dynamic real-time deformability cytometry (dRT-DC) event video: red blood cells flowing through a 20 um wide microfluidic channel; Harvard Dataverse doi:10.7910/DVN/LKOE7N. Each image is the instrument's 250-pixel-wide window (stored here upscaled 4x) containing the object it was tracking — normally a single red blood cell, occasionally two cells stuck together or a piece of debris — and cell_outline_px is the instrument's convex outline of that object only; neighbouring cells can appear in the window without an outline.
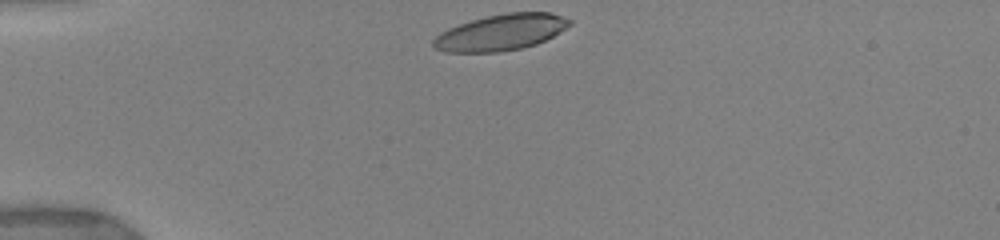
{"species": "human", "species_latin": "Homo sapiens", "temperature_condition": "warm", "stored_images_in_passage": 10, "camera_frame_rate_fps": 3000, "um_per_image_px": 0.085, "donor": {"sex": "female"}, "frame": {"image": 1, "passage_image": 1, "time_ms": 0.0, "image_size_px": [1000, 240], "cell_outline_px": [[572, 24], [560, 32], [536, 44], [520, 48], [500, 52], [444, 52], [436, 48], [432, 44], [432, 40], [440, 32], [448, 28], [472, 20], [488, 16], [508, 12], [548, 12], [572, 20]], "centroid_in_image_um": [42.57, 2.75], "position_along_channel_um": 42.4, "area_um2": 28.5}}